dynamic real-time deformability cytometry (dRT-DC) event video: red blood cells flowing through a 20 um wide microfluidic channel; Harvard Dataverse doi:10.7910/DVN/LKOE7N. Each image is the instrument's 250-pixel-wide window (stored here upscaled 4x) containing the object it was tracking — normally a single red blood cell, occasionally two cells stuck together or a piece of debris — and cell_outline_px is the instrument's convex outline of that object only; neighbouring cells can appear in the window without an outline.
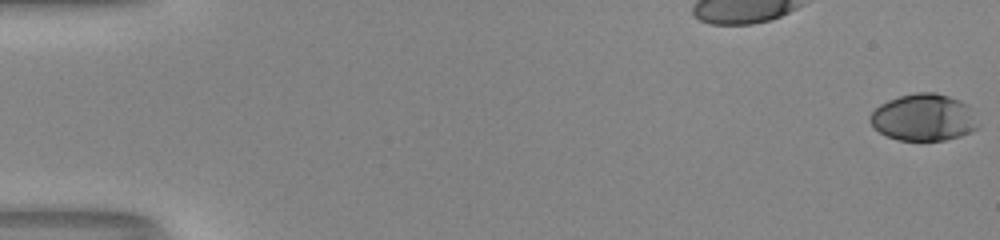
{"species": "human", "species_latin": "Homo sapiens", "temperature_condition": "room temperature", "stored_images_in_passage": 53, "camera_frame_rate_fps": 3000, "um_per_image_px": 0.085, "donor": {"sex": "male"}, "frame": {"image": 1, "passage_image": 1, "time_ms": 0.0, "image_size_px": [1000, 240], "cell_outline_px": [[980, 124], [972, 132], [960, 136], [944, 140], [900, 140], [888, 136], [880, 132], [868, 120], [868, 116], [880, 104], [888, 100], [900, 96], [916, 92], [936, 92], [960, 100], [968, 104], [972, 108]], "centroid_in_image_um": [78.55, 9.97], "position_along_channel_um": 6.4, "area_um2": 29.71}}
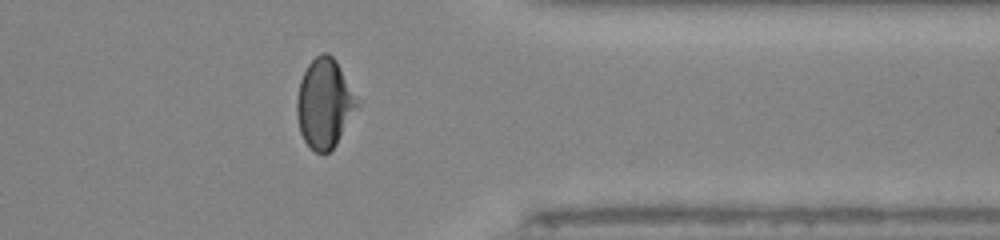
{"frame": {"image": 2, "passage_image": 43, "time_ms": 14.0, "image_size_px": [1000, 240], "cell_outline_px": [[356, 108], [336, 144], [328, 152], [316, 152], [304, 140], [300, 132], [296, 116], [296, 100], [300, 80], [308, 64], [320, 52], [328, 52], [336, 60], [356, 96]], "centroid_in_image_um": [27.54, 8.76], "position_along_channel_um": 383.9, "area_um2": 30.81}}
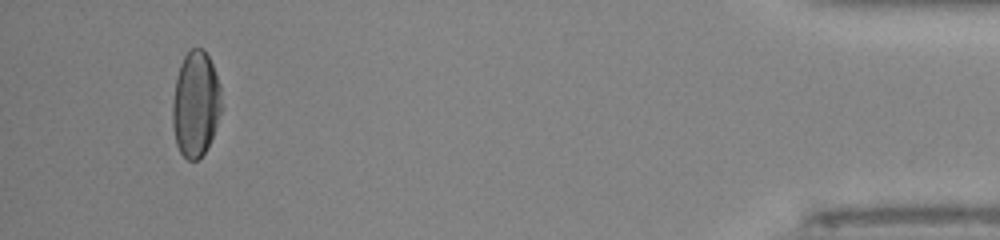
{"frame": {"image": 3, "passage_image": 50, "time_ms": 16.333, "image_size_px": [1000, 240], "cell_outline_px": [[220, 112], [216, 128], [204, 152], [196, 160], [188, 160], [180, 152], [176, 144], [172, 128], [172, 104], [176, 76], [180, 64], [184, 56], [192, 48], [204, 48], [212, 64], [220, 84]], "centroid_in_image_um": [16.6, 8.83], "position_along_channel_um": 418.6, "area_um2": 30.06}, "authors_computed_cell_mechanics": {"area_um2": 30.8074, "velocity_mm_per_s": 4.1491, "shape_relaxation_time_tau1_ms": 6.6657, "shape_relaxation_time_tau2_ms": 1.1458, "deformation_change_tau1": 0.2339, "deformation_change_tau2": 0.0377}}